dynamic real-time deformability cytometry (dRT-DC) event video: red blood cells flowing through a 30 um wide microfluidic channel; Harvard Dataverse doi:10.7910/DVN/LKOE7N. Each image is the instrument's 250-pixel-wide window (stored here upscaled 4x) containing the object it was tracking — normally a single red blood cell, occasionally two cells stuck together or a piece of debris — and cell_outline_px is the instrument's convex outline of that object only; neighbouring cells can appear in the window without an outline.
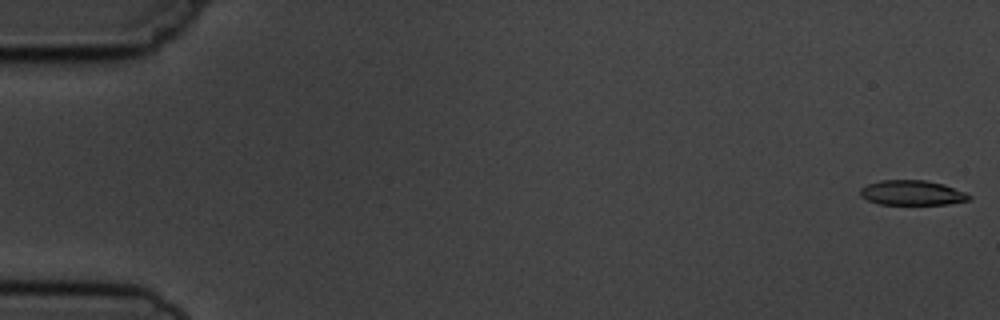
{"species": "common noctule bat (a hibernating species)", "species_latin": "Nyctalus noctula", "temperature_condition": "cold", "stored_images_in_passage": 5, "camera_frame_rate_fps": 3000, "um_per_image_px": 0.085, "animal": {"sex": "male", "body_mass_g": 19.5, "forearm_length_mm": 54.6}, "frame": {"image": 1, "passage_image": 1, "time_ms": 0.0, "image_size_px": [1000, 320], "cell_outline_px": [[972, 196], [968, 200], [948, 204], [880, 204], [868, 200], [860, 196], [860, 188], [868, 184], [880, 180], [924, 180], [944, 184], [964, 192]], "centroid_in_image_um": [77.51, 16.38], "position_along_channel_um": 7.5, "area_um2": 15.66}}
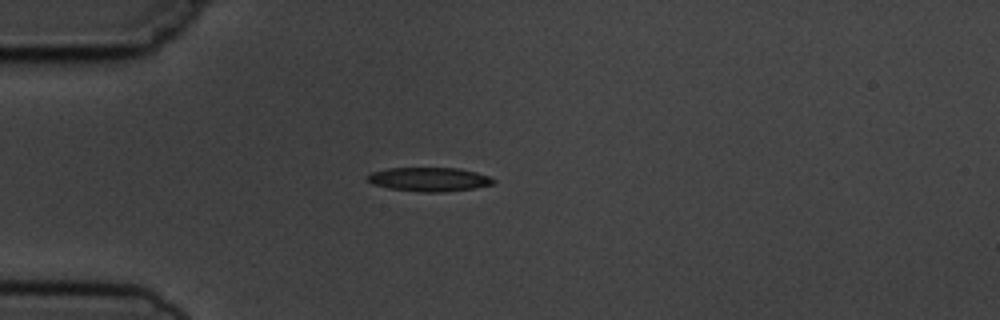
{"frame": {"image": 2, "passage_image": 5, "time_ms": 4.667, "image_size_px": [1000, 320], "cell_outline_px": [[496, 180], [492, 184], [476, 188], [444, 192], [424, 192], [388, 188], [372, 184], [368, 180], [368, 176], [372, 172], [388, 168], [460, 168], [476, 172], [488, 176]], "centroid_in_image_um": [36.5, 15.24], "position_along_channel_um": 48.5, "area_um2": 17.51}}